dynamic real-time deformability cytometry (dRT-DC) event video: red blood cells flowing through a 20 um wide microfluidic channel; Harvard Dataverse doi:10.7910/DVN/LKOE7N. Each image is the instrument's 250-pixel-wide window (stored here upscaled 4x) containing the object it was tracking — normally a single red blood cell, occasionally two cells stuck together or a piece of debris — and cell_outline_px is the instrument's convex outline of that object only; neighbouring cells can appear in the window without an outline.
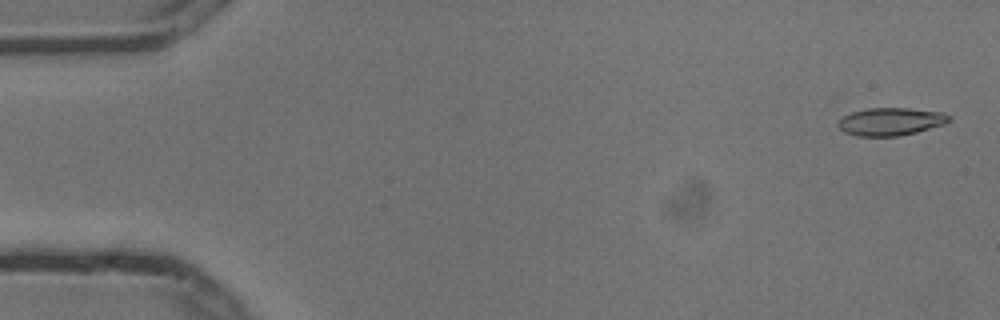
{"species": "common noctule bat (a hibernating species)", "species_latin": "Nyctalus noctula", "temperature_condition": "cold", "stored_images_in_passage": 5, "camera_frame_rate_fps": 3000, "um_per_image_px": 0.085, "animal": {"sex": "male", "body_mass_g": 13.3}, "frame": {"image": 1, "passage_image": 1, "time_ms": 0.0, "image_size_px": [1000, 320], "cell_outline_px": [[952, 120], [944, 124], [916, 132], [900, 136], [856, 136], [844, 132], [836, 124], [844, 116], [852, 112], [868, 108], [908, 108], [944, 112]], "centroid_in_image_um": [75.71, 10.33], "position_along_channel_um": 9.3, "area_um2": 17.92}}
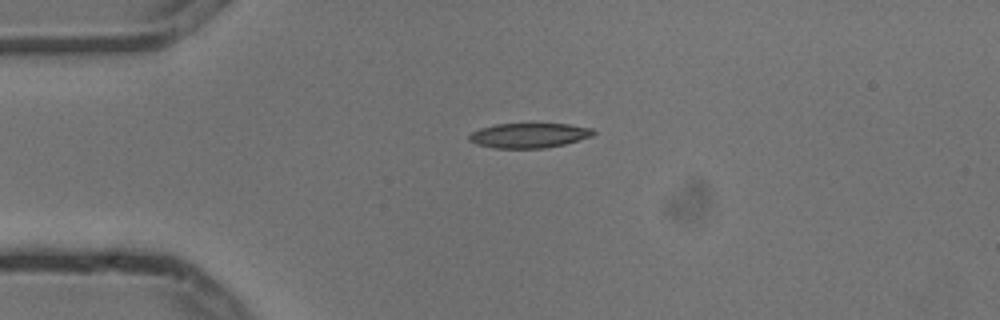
{"frame": {"image": 2, "passage_image": 4, "time_ms": 1.0, "image_size_px": [1000, 320], "cell_outline_px": [[596, 132], [592, 136], [564, 144], [544, 148], [492, 148], [476, 144], [468, 140], [468, 136], [472, 132], [480, 128], [496, 124], [568, 124], [592, 128]], "centroid_in_image_um": [44.94, 11.51], "position_along_channel_um": 40.1, "area_um2": 17.92}}